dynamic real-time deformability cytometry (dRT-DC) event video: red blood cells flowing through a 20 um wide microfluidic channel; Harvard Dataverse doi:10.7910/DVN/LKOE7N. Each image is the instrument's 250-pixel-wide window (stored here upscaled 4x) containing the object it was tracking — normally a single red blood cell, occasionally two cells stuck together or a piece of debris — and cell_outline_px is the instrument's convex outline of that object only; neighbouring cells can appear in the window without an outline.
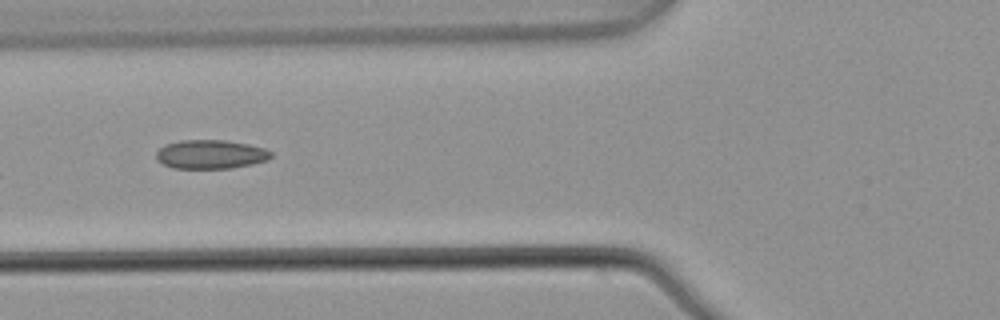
{"species": "common noctule bat (a hibernating species)", "species_latin": "Nyctalus noctula", "temperature_condition": "warm", "stored_images_in_passage": 7, "camera_frame_rate_fps": 3000, "um_per_image_px": 0.085, "animal": {"sex": "male", "body_mass_g": 21.5, "forearm_length_mm": 52.0}, "frame": {"image": 1, "passage_image": 6, "time_ms": 1.667, "image_size_px": [1000, 320], "cell_outline_px": [[272, 156], [268, 160], [252, 164], [232, 168], [172, 168], [156, 160], [156, 152], [160, 148], [168, 144], [180, 140], [224, 140], [248, 144], [264, 148], [272, 152]], "centroid_in_image_um": [17.91, 13.12], "position_along_channel_um": 107.9, "area_um2": 19.31}}
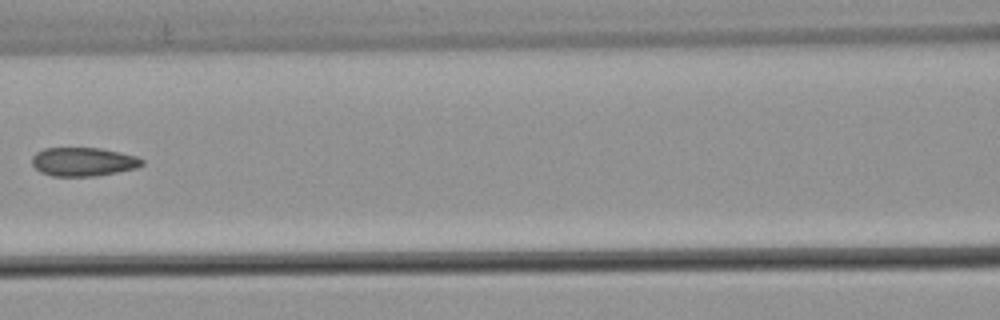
{"frame": {"image": 2, "passage_image": 7, "time_ms": 2.0, "image_size_px": [1000, 320], "cell_outline_px": [[144, 164], [136, 168], [96, 176], [52, 176], [40, 172], [32, 164], [32, 156], [36, 152], [44, 148], [100, 148], [120, 152], [136, 156], [144, 160]], "centroid_in_image_um": [7.07, 13.75], "position_along_channel_um": 159.5, "area_um2": 18.44}}